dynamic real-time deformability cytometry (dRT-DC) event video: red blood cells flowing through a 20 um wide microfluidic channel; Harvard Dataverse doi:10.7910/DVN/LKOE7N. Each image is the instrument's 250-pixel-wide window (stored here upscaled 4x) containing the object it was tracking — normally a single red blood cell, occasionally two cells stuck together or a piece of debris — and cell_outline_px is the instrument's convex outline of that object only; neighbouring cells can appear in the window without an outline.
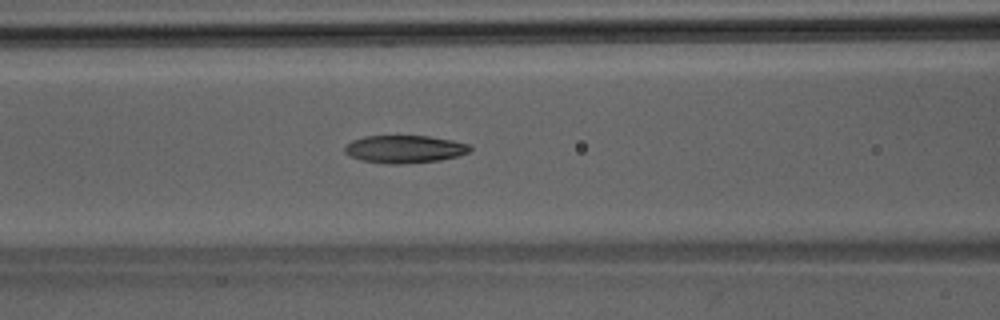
{"species": "Egyptian fruit bat (a non-hibernating species)", "species_latin": "Rousettus aegyptiacus", "temperature_condition": "room temperature", "stored_images_in_passage": 45, "camera_frame_rate_fps": 3000, "um_per_image_px": 0.085, "animal": {"sex": "male"}, "frame": {"image": 1, "passage_image": 19, "time_ms": 6.0, "image_size_px": [1000, 320], "cell_outline_px": [[472, 148], [468, 152], [456, 156], [440, 160], [400, 164], [388, 164], [360, 160], [344, 152], [344, 148], [352, 140], [364, 136], [428, 136], [452, 140], [472, 144]], "centroid_in_image_um": [34.4, 12.67], "position_along_channel_um": 132.2, "area_um2": 20.17}}
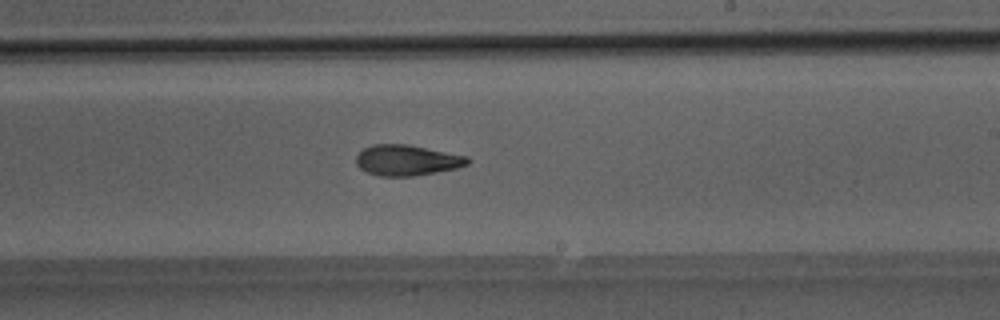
{"frame": {"image": 2, "passage_image": 27, "time_ms": 8.667, "image_size_px": [1000, 320], "cell_outline_px": [[472, 160], [468, 164], [456, 168], [436, 172], [412, 176], [380, 176], [368, 172], [360, 168], [356, 164], [356, 156], [364, 148], [372, 144], [404, 144], [468, 156]], "centroid_in_image_um": [34.59, 13.62], "position_along_channel_um": 254.4, "area_um2": 19.77}}
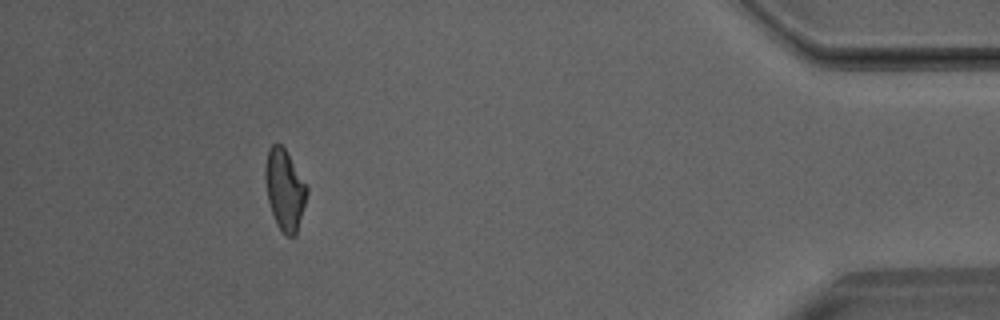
{"frame": {"image": 3, "passage_image": 41, "time_ms": 13.333, "image_size_px": [1000, 320], "cell_outline_px": [[308, 192], [296, 232], [292, 236], [288, 236], [276, 224], [268, 200], [264, 176], [264, 168], [268, 148], [272, 144], [280, 144], [284, 148], [308, 188]], "centroid_in_image_um": [24.17, 16.09], "position_along_channel_um": 411.0, "area_um2": 19.13}}